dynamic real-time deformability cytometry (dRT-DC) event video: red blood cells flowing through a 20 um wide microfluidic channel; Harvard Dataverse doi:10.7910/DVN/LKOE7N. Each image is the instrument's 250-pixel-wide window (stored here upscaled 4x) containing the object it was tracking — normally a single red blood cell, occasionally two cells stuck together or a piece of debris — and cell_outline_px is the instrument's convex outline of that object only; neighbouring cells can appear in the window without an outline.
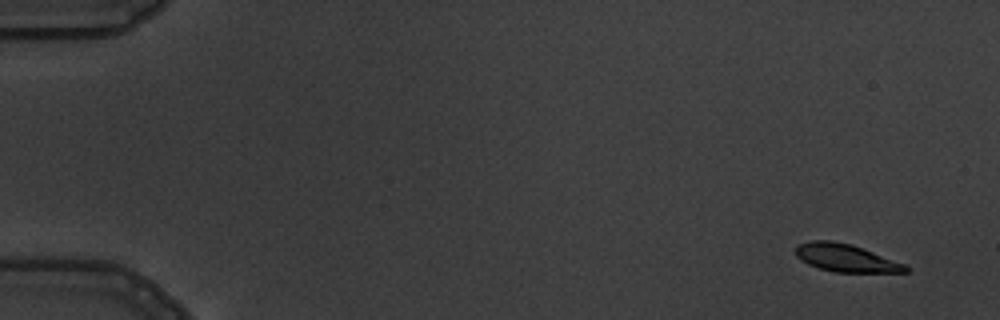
{"species": "common noctule bat (a hibernating species)", "species_latin": "Nyctalus noctula", "temperature_condition": "warm", "stored_images_in_passage": 4, "camera_frame_rate_fps": 3000, "um_per_image_px": 0.085, "animal": {"sex": "male", "body_mass_g": 19.5, "forearm_length_mm": 54.6}, "frame": {"image": 1, "passage_image": 1, "time_ms": 0.0, "image_size_px": [1000, 320], "cell_outline_px": [[908, 272], [836, 272], [820, 268], [808, 264], [796, 256], [796, 244], [812, 240], [832, 240], [848, 244], [872, 252], [904, 264], [908, 268]], "centroid_in_image_um": [71.84, 21.92], "position_along_channel_um": 13.2, "area_um2": 17.34}}
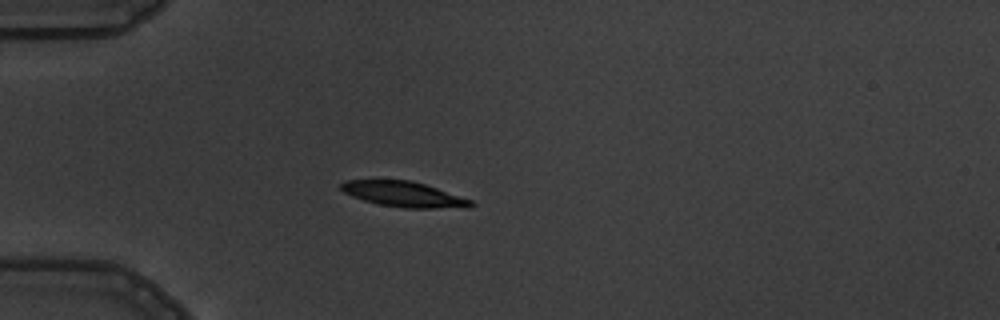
{"frame": {"image": 2, "passage_image": 4, "time_ms": 4.333, "image_size_px": [1000, 320], "cell_outline_px": [[476, 204], [468, 208], [404, 208], [380, 204], [364, 200], [352, 196], [344, 192], [340, 188], [340, 184], [344, 180], [376, 176], [412, 180], [472, 200]], "centroid_in_image_um": [34.23, 16.45], "position_along_channel_um": 50.8, "area_um2": 20.11}}